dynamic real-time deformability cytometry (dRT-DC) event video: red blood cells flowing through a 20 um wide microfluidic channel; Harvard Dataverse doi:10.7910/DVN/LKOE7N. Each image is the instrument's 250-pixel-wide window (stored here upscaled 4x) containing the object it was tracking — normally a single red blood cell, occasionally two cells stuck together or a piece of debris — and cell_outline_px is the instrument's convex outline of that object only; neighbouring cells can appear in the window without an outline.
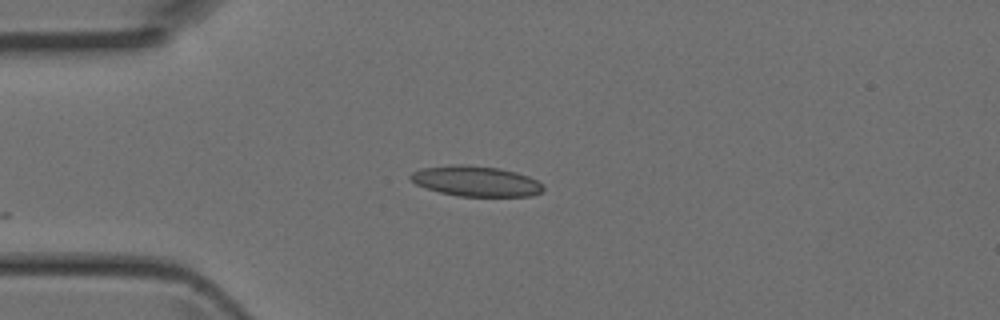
{"species": "Egyptian fruit bat (a non-hibernating species)", "species_latin": "Rousettus aegyptiacus", "temperature_condition": "room temperature", "stored_images_in_passage": 4, "camera_frame_rate_fps": 3000, "um_per_image_px": 0.085, "animal": {"sex": "female"}, "frame": {"image": 1, "passage_image": 4, "time_ms": 1.0, "image_size_px": [1000, 320], "cell_outline_px": [[544, 188], [540, 192], [532, 196], [456, 196], [440, 192], [416, 184], [408, 176], [412, 172], [420, 168], [452, 164], [468, 164], [500, 168], [516, 172], [528, 176], [544, 184]], "centroid_in_image_um": [40.45, 15.38], "position_along_channel_um": 44.6, "area_um2": 23.64}}